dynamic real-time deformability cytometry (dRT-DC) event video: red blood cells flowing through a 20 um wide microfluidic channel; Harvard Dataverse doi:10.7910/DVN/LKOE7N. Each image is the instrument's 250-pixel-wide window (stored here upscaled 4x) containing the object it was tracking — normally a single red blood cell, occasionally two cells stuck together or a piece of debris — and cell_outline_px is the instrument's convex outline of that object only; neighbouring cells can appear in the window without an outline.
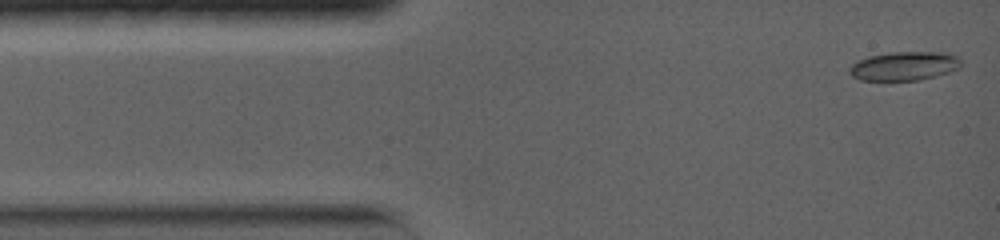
{"species": "common noctule bat (a hibernating species)", "species_latin": "Nyctalus noctula", "temperature_condition": "warm", "stored_images_in_passage": 29, "camera_frame_rate_fps": 5000, "um_per_image_px": 0.085, "animal": {"sex": "female", "body_mass_g": 19.0, "forearm_length_mm": 56.7}, "frame": {"image": 1, "passage_image": 1, "time_ms": 0.0, "image_size_px": [1000, 240], "cell_outline_px": [[960, 68], [948, 72], [916, 80], [860, 80], [852, 76], [848, 72], [848, 68], [856, 60], [868, 56], [888, 52], [948, 52], [960, 56]], "centroid_in_image_um": [76.83, 5.59], "position_along_channel_um": 8.2, "area_um2": 18.9}}
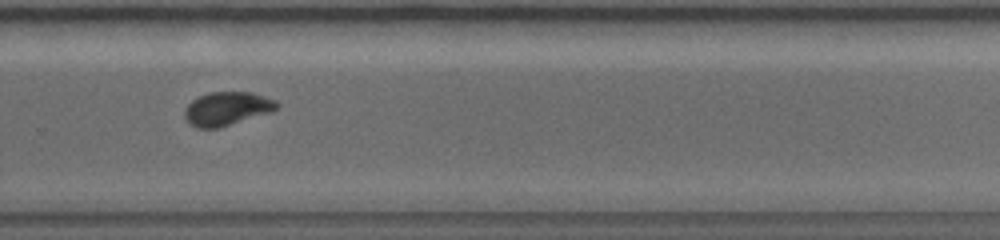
{"frame": {"image": 2, "passage_image": 16, "time_ms": 9.8, "image_size_px": [1000, 240], "cell_outline_px": [[280, 104], [272, 112], [216, 128], [196, 128], [188, 124], [184, 116], [184, 112], [188, 104], [192, 100], [200, 96], [212, 92], [252, 92], [276, 100]], "centroid_in_image_um": [19.28, 9.23], "position_along_channel_um": 310.5, "area_um2": 17.98}}
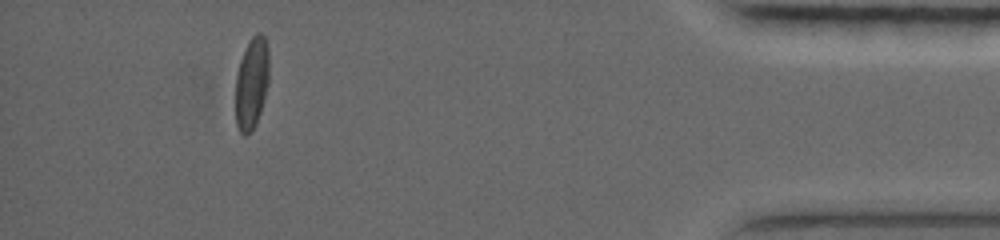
{"frame": {"image": 3, "passage_image": 26, "time_ms": 14.2, "image_size_px": [1000, 240], "cell_outline_px": [[268, 84], [260, 112], [252, 128], [244, 136], [240, 132], [236, 124], [236, 76], [240, 60], [248, 40], [256, 32], [260, 32], [264, 36], [268, 44]], "centroid_in_image_um": [21.39, 6.99], "position_along_channel_um": 413.8, "area_um2": 17.8}, "authors_computed_cell_mechanics": {"area_um2": 18.1492, "velocity_mm_per_s": 3.8151, "shape_relaxation_time_tau1_ms": 4.2346, "shape_relaxation_time_tau2_ms": 1.4125, "deformation_change_tau1": 0.1628, "deformation_change_tau2": 0.048}}